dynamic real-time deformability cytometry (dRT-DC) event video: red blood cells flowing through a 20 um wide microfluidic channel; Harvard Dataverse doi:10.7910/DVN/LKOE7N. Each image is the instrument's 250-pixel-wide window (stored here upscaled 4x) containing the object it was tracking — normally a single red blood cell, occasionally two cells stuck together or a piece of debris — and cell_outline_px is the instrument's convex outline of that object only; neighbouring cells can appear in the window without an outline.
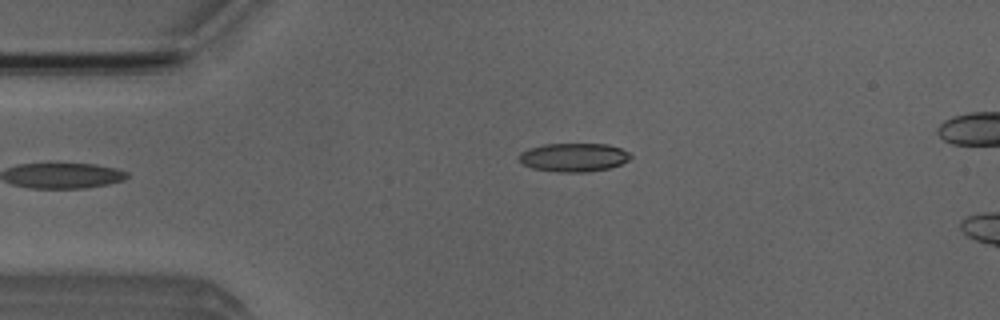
{"species": "Egyptian fruit bat (a non-hibernating species)", "species_latin": "Rousettus aegyptiacus", "temperature_condition": "room temperature", "stored_images_in_passage": 7, "camera_frame_rate_fps": 3000, "um_per_image_px": 0.085, "animal": {"sex": "male"}, "frame": {"image": 1, "passage_image": 1, "time_ms": 0.0, "image_size_px": [1000, 320], "cell_outline_px": [[632, 156], [628, 160], [620, 164], [608, 168], [588, 172], [556, 172], [532, 168], [524, 164], [520, 160], [520, 152], [528, 148], [544, 144], [608, 144], [620, 148], [628, 152]], "centroid_in_image_um": [48.76, 13.37], "position_along_channel_um": 36.2, "area_um2": 18.5}}